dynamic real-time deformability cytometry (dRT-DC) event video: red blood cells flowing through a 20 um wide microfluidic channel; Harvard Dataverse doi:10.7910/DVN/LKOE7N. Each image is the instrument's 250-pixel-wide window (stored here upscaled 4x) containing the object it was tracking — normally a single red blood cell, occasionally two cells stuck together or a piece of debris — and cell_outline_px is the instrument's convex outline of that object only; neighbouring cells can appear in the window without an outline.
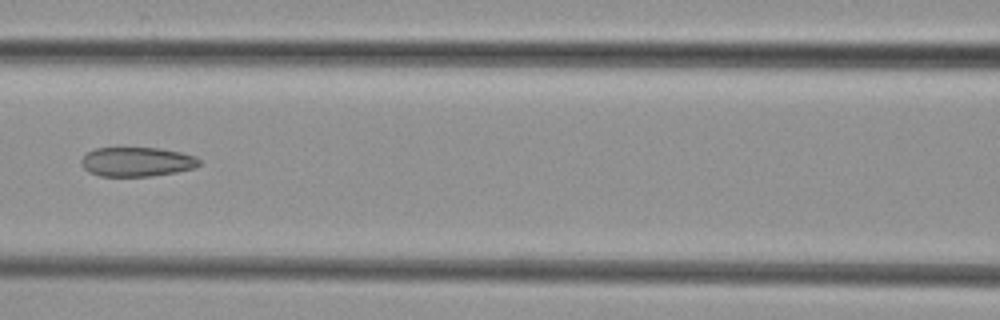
{"species": "common noctule bat (a hibernating species)", "species_latin": "Nyctalus noctula", "temperature_condition": "cold", "stored_images_in_passage": 5, "camera_frame_rate_fps": 3000, "um_per_image_px": 0.085, "animal": {"sex": "female", "body_mass_g": 29.2, "forearm_length_mm": 56.3}, "frame": {"image": 1, "passage_image": 5, "time_ms": 4.667, "image_size_px": [1000, 320], "cell_outline_px": [[200, 164], [196, 168], [176, 172], [152, 176], [100, 176], [88, 172], [80, 164], [80, 160], [88, 152], [96, 148], [160, 148], [180, 152], [196, 156], [200, 160]], "centroid_in_image_um": [11.64, 13.76], "position_along_channel_um": 155.0, "area_um2": 20.29}}